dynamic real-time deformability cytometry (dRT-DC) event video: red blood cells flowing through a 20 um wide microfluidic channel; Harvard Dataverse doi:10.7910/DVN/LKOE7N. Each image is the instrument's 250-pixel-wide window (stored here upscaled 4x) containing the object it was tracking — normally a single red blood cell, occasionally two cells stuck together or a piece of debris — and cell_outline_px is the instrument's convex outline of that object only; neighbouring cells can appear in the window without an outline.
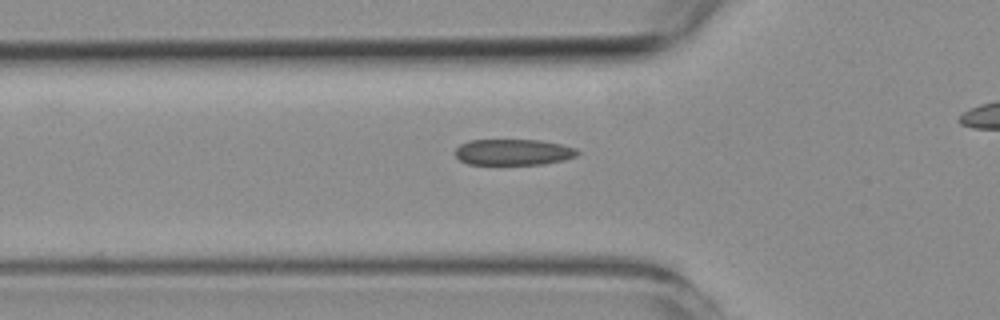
{"species": "common noctule bat (a hibernating species)", "species_latin": "Nyctalus noctula", "temperature_condition": "room temperature", "stored_images_in_passage": 34, "camera_frame_rate_fps": 3000, "um_per_image_px": 0.085, "animal": {"sex": "female", "body_mass_g": 19.3, "forearm_length_mm": 54.1}, "frame": {"image": 1, "passage_image": 8, "time_ms": 2.333, "image_size_px": [1000, 320], "cell_outline_px": [[580, 152], [576, 156], [564, 160], [544, 164], [468, 164], [460, 160], [456, 156], [456, 148], [460, 144], [468, 140], [540, 140], [560, 144], [576, 148]], "centroid_in_image_um": [43.64, 12.93], "position_along_channel_um": 82.2, "area_um2": 18.55}}
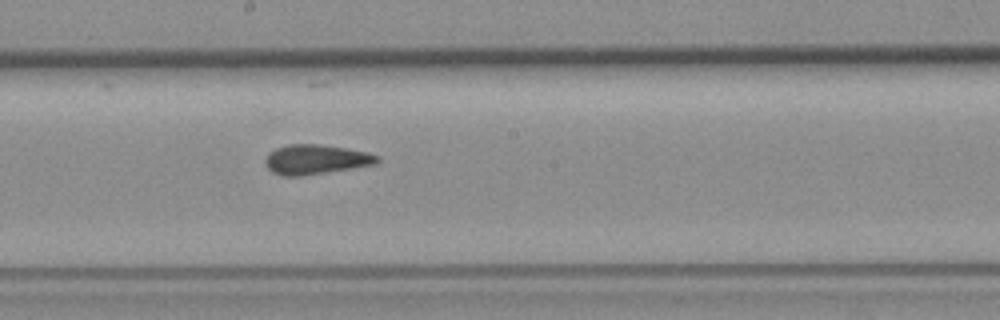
{"frame": {"image": 2, "passage_image": 19, "time_ms": 6.0, "image_size_px": [1000, 320], "cell_outline_px": [[380, 160], [376, 164], [352, 168], [300, 176], [284, 176], [272, 172], [264, 164], [264, 160], [268, 152], [276, 148], [288, 144], [316, 144], [344, 148], [368, 152], [380, 156]], "centroid_in_image_um": [26.82, 13.55], "position_along_channel_um": 221.4, "area_um2": 19.36}}
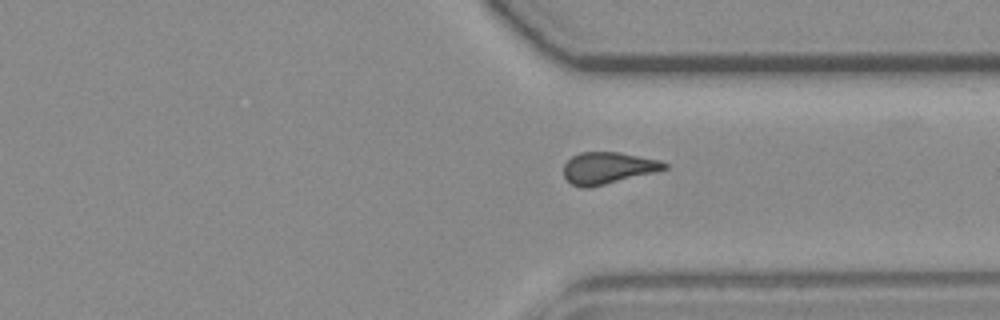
{"frame": {"image": 3, "passage_image": 30, "time_ms": 9.667, "image_size_px": [1000, 320], "cell_outline_px": [[668, 168], [656, 172], [588, 188], [580, 188], [572, 184], [564, 176], [564, 164], [572, 156], [580, 152], [620, 152], [660, 160], [668, 164]], "centroid_in_image_um": [51.68, 14.27], "position_along_channel_um": 359.7, "area_um2": 18.67}}